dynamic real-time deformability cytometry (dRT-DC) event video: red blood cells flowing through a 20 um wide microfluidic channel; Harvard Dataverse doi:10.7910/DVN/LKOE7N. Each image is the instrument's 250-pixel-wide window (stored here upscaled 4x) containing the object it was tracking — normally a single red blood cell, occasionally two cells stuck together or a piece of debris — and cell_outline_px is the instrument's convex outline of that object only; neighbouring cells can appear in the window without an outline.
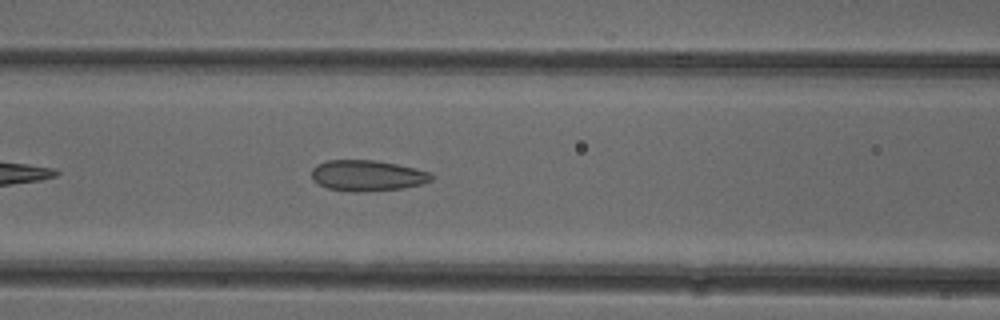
{"species": "common noctule bat (a hibernating species)", "species_latin": "Nyctalus noctula", "temperature_condition": "cold", "stored_images_in_passage": 30, "camera_frame_rate_fps": 3000, "um_per_image_px": 0.085, "animal": {"sex": "female"}, "frame": {"image": 1, "passage_image": 8, "time_ms": 2.333, "image_size_px": [1000, 320], "cell_outline_px": [[436, 176], [432, 180], [420, 184], [404, 188], [364, 192], [352, 192], [328, 188], [312, 180], [312, 168], [316, 164], [328, 160], [376, 160], [416, 168], [432, 172]], "centroid_in_image_um": [31.25, 14.92], "position_along_channel_um": 135.3, "area_um2": 21.79}}
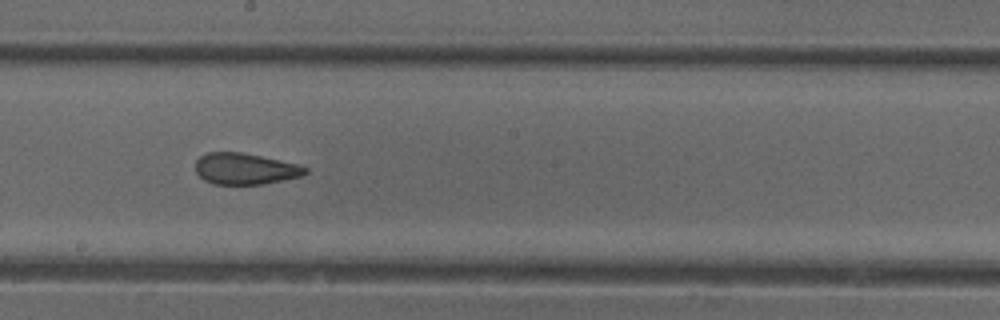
{"frame": {"image": 2, "passage_image": 15, "time_ms": 4.667, "image_size_px": [1000, 320], "cell_outline_px": [[308, 172], [300, 176], [264, 184], [212, 184], [204, 180], [196, 172], [196, 160], [200, 156], [208, 152], [240, 152], [260, 156], [296, 164], [308, 168]], "centroid_in_image_um": [20.8, 14.35], "position_along_channel_um": 227.4, "area_um2": 19.83}}
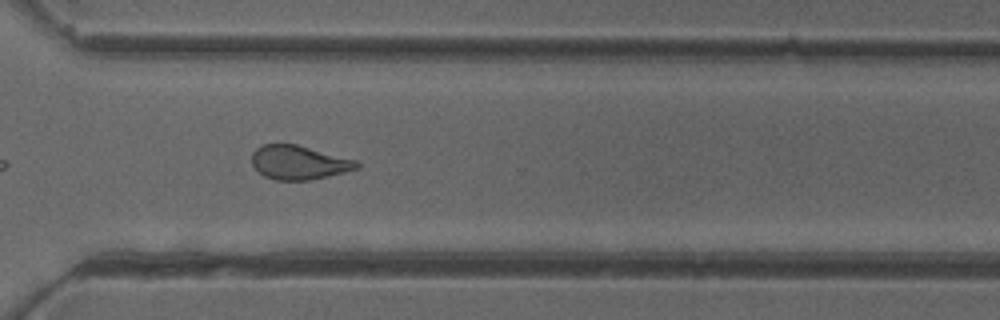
{"frame": {"image": 3, "passage_image": 24, "time_ms": 7.667, "image_size_px": [1000, 320], "cell_outline_px": [[360, 168], [312, 180], [276, 180], [264, 176], [252, 164], [252, 152], [256, 148], [264, 144], [296, 144], [356, 160], [360, 164]], "centroid_in_image_um": [25.41, 13.81], "position_along_channel_um": 345.2, "area_um2": 20.69}, "authors_computed_cell_mechanics": {"area_um2": 21.2126, "velocity_mm_per_s": 3.9379, "shape_relaxation_time_tau1_ms": null, "shape_relaxation_time_tau2_ms": 1.8712, "deformation_change_tau1": null, "deformation_change_tau2": 0.0826}}